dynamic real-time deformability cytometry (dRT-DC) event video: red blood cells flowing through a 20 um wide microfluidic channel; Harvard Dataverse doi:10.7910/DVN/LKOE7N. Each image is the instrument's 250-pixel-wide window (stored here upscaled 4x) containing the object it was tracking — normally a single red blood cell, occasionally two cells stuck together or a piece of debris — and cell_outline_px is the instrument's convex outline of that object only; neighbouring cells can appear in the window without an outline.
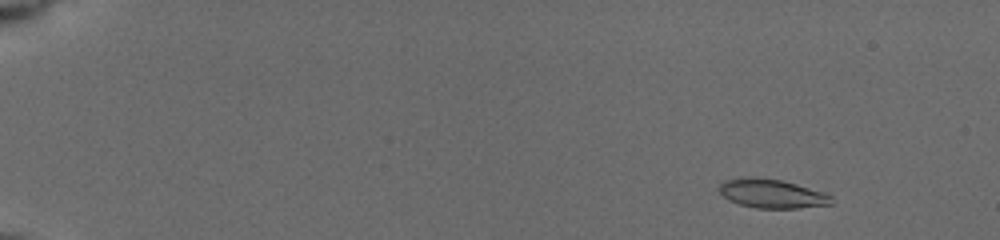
{"species": "common noctule bat (a hibernating species)", "species_latin": "Nyctalus noctula", "temperature_condition": "cold", "stored_images_in_passage": 10, "camera_frame_rate_fps": 3000, "um_per_image_px": 0.085, "animal": {"sex": "female", "body_mass_g": 19.5, "forearm_length_mm": 54.1}, "frame": {"image": 1, "passage_image": 2, "time_ms": 1.0, "image_size_px": [1000, 240], "cell_outline_px": [[832, 204], [800, 208], [756, 208], [740, 204], [728, 200], [720, 192], [720, 184], [724, 180], [780, 180], [796, 184], [824, 192], [832, 196]], "centroid_in_image_um": [65.69, 16.51], "position_along_channel_um": 19.3, "area_um2": 18.03}}
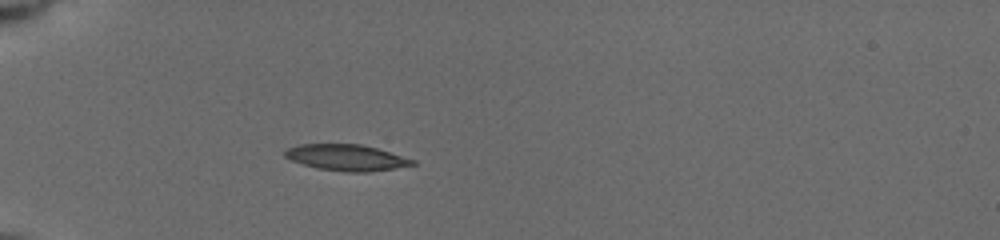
{"frame": {"image": 2, "passage_image": 7, "time_ms": 5.0, "image_size_px": [1000, 240], "cell_outline_px": [[416, 164], [396, 168], [368, 172], [348, 172], [316, 168], [292, 160], [284, 156], [284, 152], [288, 148], [300, 144], [360, 144], [376, 148], [416, 160]], "centroid_in_image_um": [29.46, 13.39], "position_along_channel_um": 55.5, "area_um2": 19.31}}
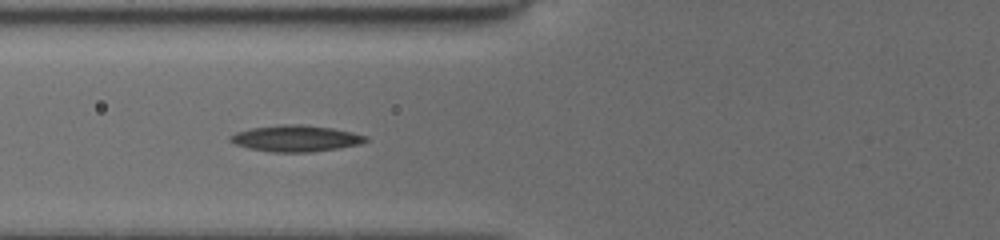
{"frame": {"image": 3, "passage_image": 9, "time_ms": 6.667, "image_size_px": [1000, 240], "cell_outline_px": [[368, 140], [360, 144], [340, 148], [312, 152], [272, 152], [248, 148], [236, 144], [228, 140], [228, 136], [236, 132], [248, 128], [280, 124], [304, 124], [332, 128], [352, 132], [368, 136]], "centroid_in_image_um": [25.13, 11.76], "position_along_channel_um": 100.7, "area_um2": 21.04}}